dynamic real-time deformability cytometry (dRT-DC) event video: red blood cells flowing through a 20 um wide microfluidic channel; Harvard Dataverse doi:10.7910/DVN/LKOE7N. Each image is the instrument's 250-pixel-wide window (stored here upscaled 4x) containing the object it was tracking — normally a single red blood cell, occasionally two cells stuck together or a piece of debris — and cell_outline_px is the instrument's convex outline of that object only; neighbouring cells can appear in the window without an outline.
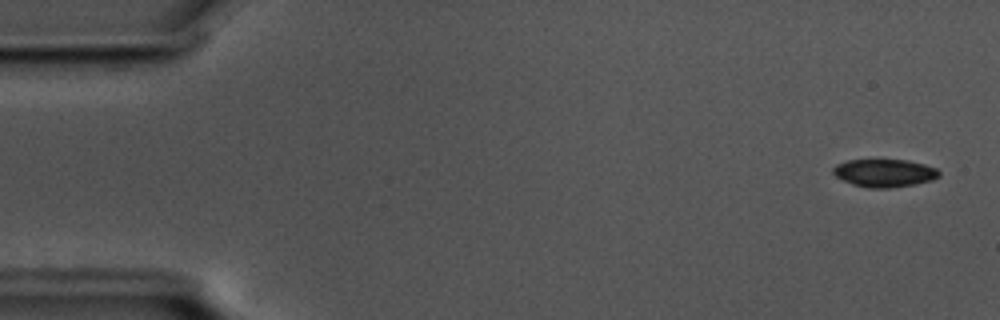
{"species": "common noctule bat (a hibernating species)", "species_latin": "Nyctalus noctula", "temperature_condition": "cold", "stored_images_in_passage": 14, "camera_frame_rate_fps": 3000, "um_per_image_px": 0.085, "animal": {"sex": "male", "body_mass_g": 17.5, "forearm_length_mm": 52.3}, "frame": {"image": 1, "passage_image": 1, "time_ms": 0.0, "image_size_px": [1000, 320], "cell_outline_px": [[940, 176], [932, 180], [912, 184], [888, 188], [868, 188], [852, 184], [836, 176], [832, 172], [832, 168], [836, 164], [848, 160], [908, 160], [924, 164], [936, 168], [940, 172]], "centroid_in_image_um": [75.17, 14.7], "position_along_channel_um": 9.8, "area_um2": 17.11}}
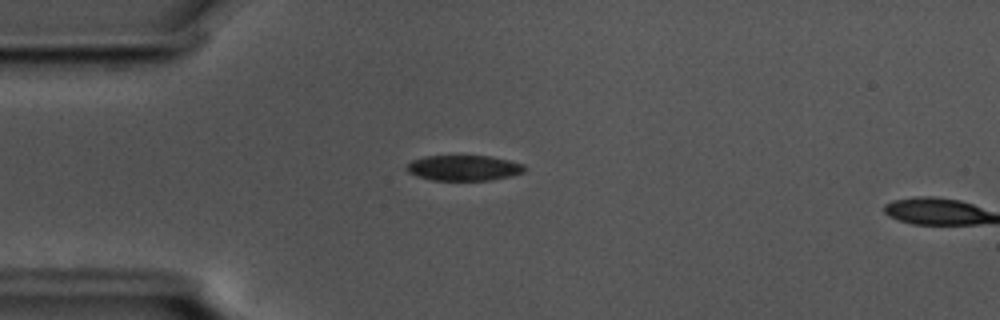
{"frame": {"image": 2, "passage_image": 13, "time_ms": 4.0, "image_size_px": [1000, 320], "cell_outline_px": [[528, 168], [524, 172], [512, 176], [492, 180], [432, 180], [416, 176], [408, 172], [404, 168], [412, 160], [424, 156], [488, 156], [508, 160], [524, 164]], "centroid_in_image_um": [39.43, 14.28], "position_along_channel_um": 45.6, "area_um2": 17.63}}